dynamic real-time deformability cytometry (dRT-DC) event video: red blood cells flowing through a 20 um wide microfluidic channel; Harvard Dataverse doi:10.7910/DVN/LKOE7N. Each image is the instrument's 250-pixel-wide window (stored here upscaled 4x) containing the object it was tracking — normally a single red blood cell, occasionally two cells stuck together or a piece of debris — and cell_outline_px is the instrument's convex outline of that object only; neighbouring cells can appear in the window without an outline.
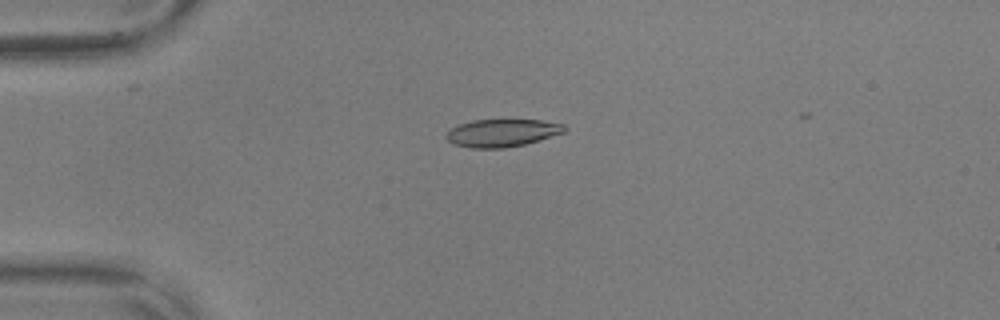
{"species": "common noctule bat (a hibernating species)", "species_latin": "Nyctalus noctula", "temperature_condition": "warm", "stored_images_in_passage": 37, "camera_frame_rate_fps": 3000, "um_per_image_px": 0.085, "animal": {"sex": "male", "body_mass_g": 17.9, "forearm_length_mm": 54.2}, "frame": {"image": 1, "passage_image": 2, "time_ms": 0.333, "image_size_px": [1000, 320], "cell_outline_px": [[568, 128], [564, 132], [524, 144], [504, 148], [472, 148], [452, 144], [444, 136], [452, 128], [460, 124], [472, 120], [540, 120], [564, 124]], "centroid_in_image_um": [42.66, 11.3], "position_along_channel_um": 42.3, "area_um2": 18.9}}
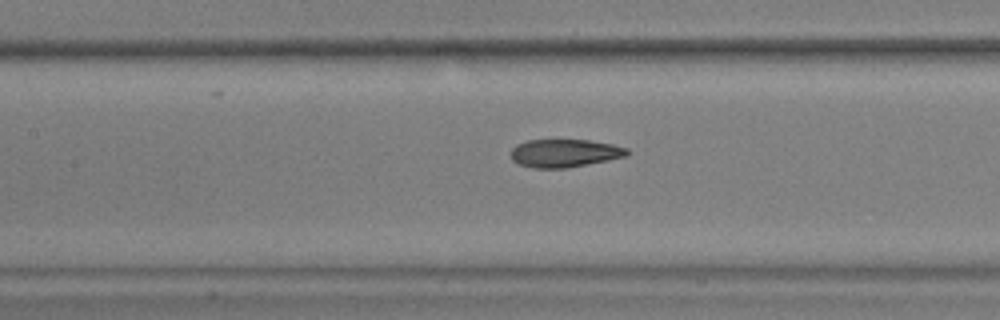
{"frame": {"image": 2, "passage_image": 14, "time_ms": 4.333, "image_size_px": [1000, 320], "cell_outline_px": [[628, 156], [608, 160], [564, 168], [532, 168], [520, 164], [512, 160], [512, 148], [516, 144], [528, 140], [588, 140], [612, 144], [628, 148]], "centroid_in_image_um": [47.99, 13.01], "position_along_channel_um": 159.4, "area_um2": 18.84}}
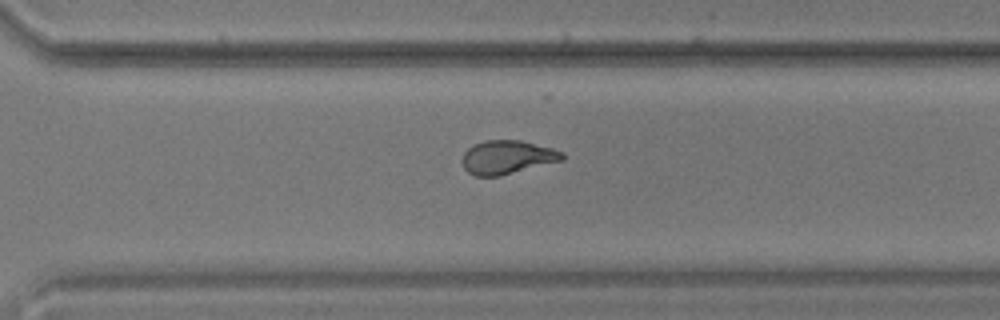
{"frame": {"image": 3, "passage_image": 28, "time_ms": 9.0, "image_size_px": [1000, 320], "cell_outline_px": [[564, 160], [500, 176], [476, 176], [468, 172], [464, 168], [460, 160], [464, 152], [472, 144], [484, 140], [520, 140], [552, 148], [564, 152]], "centroid_in_image_um": [43.09, 13.36], "position_along_channel_um": 327.5, "area_um2": 19.83}, "authors_computed_cell_mechanics": {"area_um2": 19.363, "velocity_mm_per_s": 3.6142, "shape_relaxation_time_tau1_ms": null, "shape_relaxation_time_tau2_ms": 1.1957, "deformation_change_tau1": null, "deformation_change_tau2": 0.0762}}